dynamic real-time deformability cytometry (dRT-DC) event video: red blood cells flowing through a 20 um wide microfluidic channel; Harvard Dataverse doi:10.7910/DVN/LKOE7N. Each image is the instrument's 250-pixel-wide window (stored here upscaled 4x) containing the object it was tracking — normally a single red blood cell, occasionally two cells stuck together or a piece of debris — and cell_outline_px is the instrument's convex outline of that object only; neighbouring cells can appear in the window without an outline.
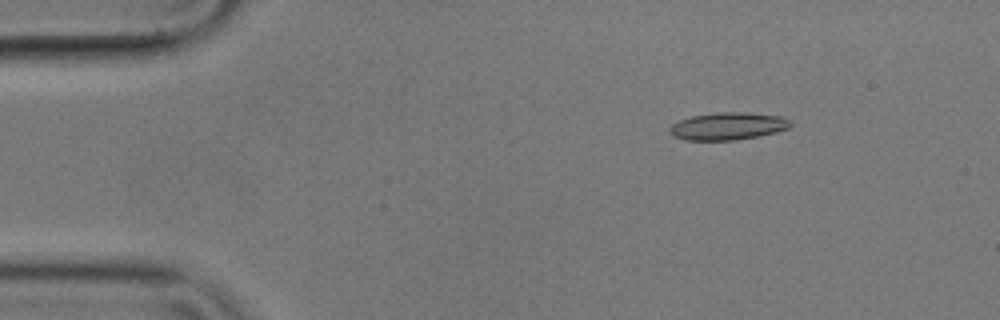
{"species": "common noctule bat (a hibernating species)", "species_latin": "Nyctalus noctula", "temperature_condition": "cold", "stored_images_in_passage": 52, "camera_frame_rate_fps": 3000, "um_per_image_px": 0.085, "animal": {"sex": "male", "body_mass_g": 17.9}, "frame": {"image": 1, "passage_image": 4, "time_ms": 1.0, "image_size_px": [1000, 320], "cell_outline_px": [[792, 124], [788, 128], [776, 132], [760, 136], [736, 140], [684, 140], [672, 136], [668, 132], [668, 128], [672, 124], [680, 120], [692, 116], [716, 112], [744, 112], [780, 116], [788, 120]], "centroid_in_image_um": [61.83, 10.73], "position_along_channel_um": 23.2, "area_um2": 19.42}}
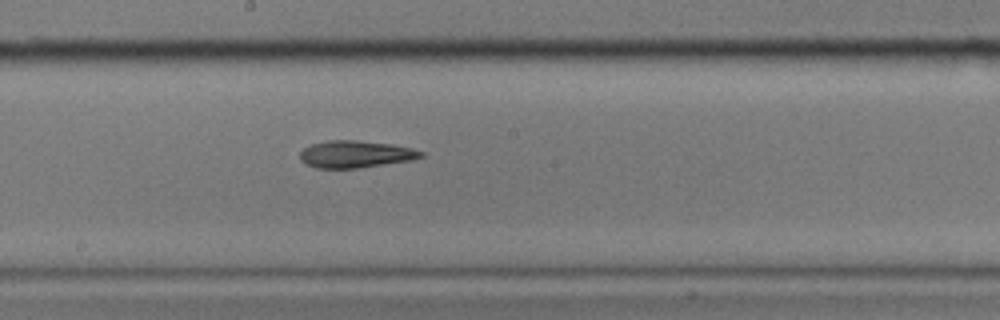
{"frame": {"image": 2, "passage_image": 26, "time_ms": 8.333, "image_size_px": [1000, 320], "cell_outline_px": [[424, 156], [412, 160], [356, 168], [316, 168], [300, 160], [300, 152], [304, 148], [312, 144], [328, 140], [356, 140], [392, 144], [412, 148], [424, 152]], "centroid_in_image_um": [30.23, 13.1], "position_along_channel_um": 218.0, "area_um2": 19.02}}
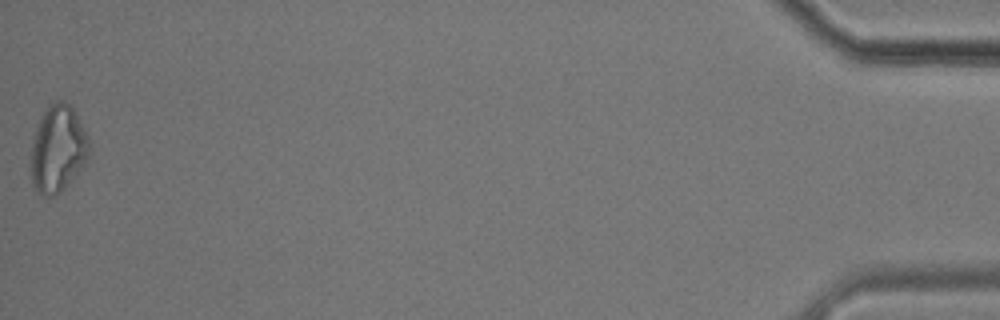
{"frame": {"image": 3, "passage_image": 52, "time_ms": 17.0, "image_size_px": [1000, 320], "cell_outline_px": [[88, 156], [84, 164], [68, 184], [64, 188], [52, 196], [44, 196], [36, 192], [32, 184], [32, 136], [40, 116], [44, 108], [56, 100], [64, 100], [72, 108], [88, 136]], "centroid_in_image_um": [4.88, 12.63], "position_along_channel_um": 430.3, "area_um2": 29.3}, "authors_computed_cell_mechanics": {"area_um2": 19.4497, "velocity_mm_per_s": 3.5649, "shape_relaxation_time_tau1_ms": 6.0791, "shape_relaxation_time_tau2_ms": 7.8537, "deformation_change_tau1": 0.1539, "deformation_change_tau2": 0.1931}}